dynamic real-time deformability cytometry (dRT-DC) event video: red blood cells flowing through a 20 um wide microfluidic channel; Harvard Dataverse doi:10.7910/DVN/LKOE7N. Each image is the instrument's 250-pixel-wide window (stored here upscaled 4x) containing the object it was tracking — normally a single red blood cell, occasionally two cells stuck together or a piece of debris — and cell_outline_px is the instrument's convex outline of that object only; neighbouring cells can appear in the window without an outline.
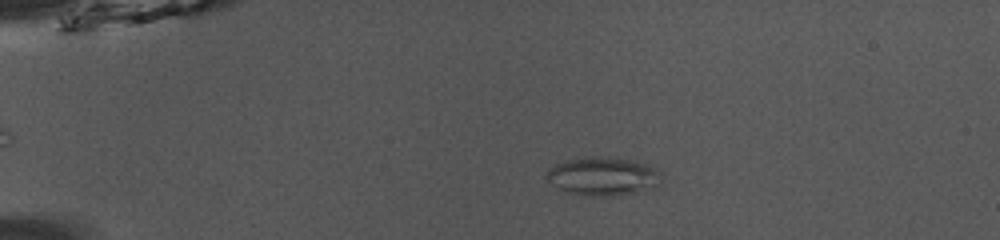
{"species": "common noctule bat (a hibernating species)", "species_latin": "Nyctalus noctula", "temperature_condition": "room temperature", "stored_images_in_passage": 35, "camera_frame_rate_fps": 3000, "um_per_image_px": 0.085, "animal": {"sex": "male", "body_mass_g": 13.0, "forearm_length_mm": 53.1}, "frame": {"image": 1, "passage_image": 2, "time_ms": 0.333, "image_size_px": [1000, 240], "cell_outline_px": [[664, 180], [656, 188], [616, 196], [584, 196], [568, 192], [552, 184], [544, 176], [556, 164], [568, 160], [588, 156], [608, 156], [636, 160], [652, 164], [660, 172]], "centroid_in_image_um": [51.36, 14.97], "position_along_channel_um": 33.6, "area_um2": 26.36}}
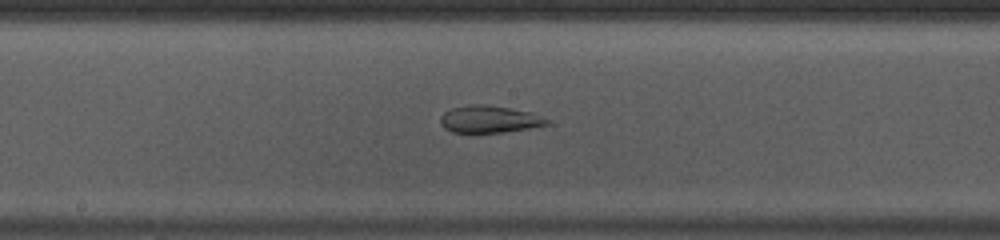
{"frame": {"image": 2, "passage_image": 19, "time_ms": 6.0, "image_size_px": [1000, 240], "cell_outline_px": [[548, 124], [528, 128], [504, 132], [452, 132], [444, 128], [440, 124], [440, 116], [444, 112], [452, 108], [472, 104], [484, 104], [532, 112], [544, 116], [548, 120]], "centroid_in_image_um": [41.57, 10.13], "position_along_channel_um": 206.6, "area_um2": 16.76}}
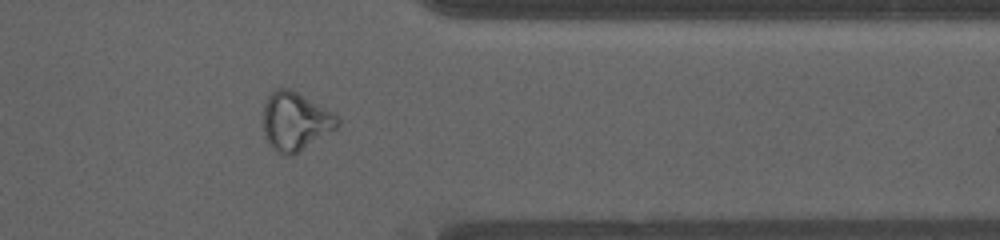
{"frame": {"image": 3, "passage_image": 33, "time_ms": 10.667, "image_size_px": [1000, 240], "cell_outline_px": [[340, 124], [336, 128], [292, 156], [288, 156], [280, 152], [264, 136], [264, 104], [268, 96], [276, 88], [288, 88], [336, 112], [340, 120]], "centroid_in_image_um": [25.14, 10.28], "position_along_channel_um": 386.3, "area_um2": 24.97}, "authors_computed_cell_mechanics": {"area_um2": 20.9814, "velocity_mm_per_s": 3.9623, "shape_relaxation_time_tau1_ms": null, "shape_relaxation_time_tau2_ms": 1.6282, "deformation_change_tau1": null, "deformation_change_tau2": 0.0835}}